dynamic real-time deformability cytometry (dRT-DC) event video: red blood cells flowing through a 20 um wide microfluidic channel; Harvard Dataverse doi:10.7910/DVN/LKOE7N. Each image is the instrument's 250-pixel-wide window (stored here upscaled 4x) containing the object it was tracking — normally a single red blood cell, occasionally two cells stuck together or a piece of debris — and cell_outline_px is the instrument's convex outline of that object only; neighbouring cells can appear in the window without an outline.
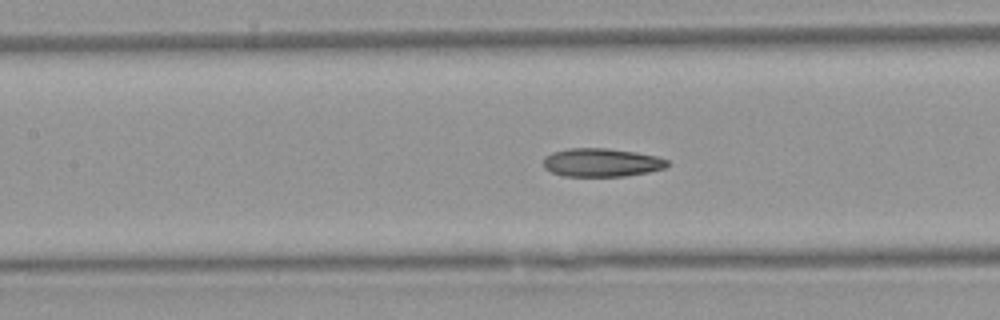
{"species": "Egyptian fruit bat (a non-hibernating species)", "species_latin": "Rousettus aegyptiacus", "temperature_condition": "warm", "stored_images_in_passage": 21, "camera_frame_rate_fps": 3000, "um_per_image_px": 0.085, "animal": {"sex": "female"}, "frame": {"image": 1, "passage_image": 10, "time_ms": 3.0, "image_size_px": [1000, 320], "cell_outline_px": [[668, 164], [664, 168], [648, 172], [624, 176], [564, 176], [552, 172], [544, 168], [544, 156], [552, 152], [568, 148], [608, 148], [636, 152], [656, 156], [668, 160]], "centroid_in_image_um": [51.11, 13.81], "position_along_channel_um": 156.3, "area_um2": 20.52}}